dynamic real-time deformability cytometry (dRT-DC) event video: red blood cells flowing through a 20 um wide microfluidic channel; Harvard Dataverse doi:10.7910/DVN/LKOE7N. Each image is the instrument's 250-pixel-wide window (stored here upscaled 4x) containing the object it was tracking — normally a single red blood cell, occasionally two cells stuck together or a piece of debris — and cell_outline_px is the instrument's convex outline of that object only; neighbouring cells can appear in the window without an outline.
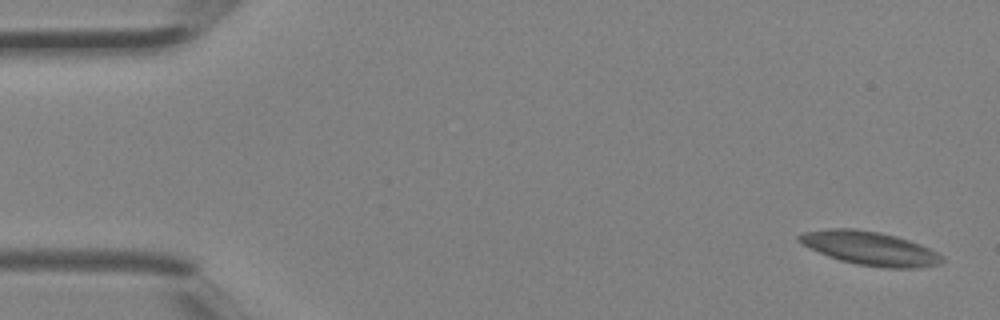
{"species": "Egyptian fruit bat (a non-hibernating species)", "species_latin": "Rousettus aegyptiacus", "temperature_condition": "room temperature", "stored_images_in_passage": 4, "camera_frame_rate_fps": 3000, "um_per_image_px": 0.085, "animal": {"sex": "female"}, "frame": {"image": 1, "passage_image": 1, "time_ms": 0.0, "image_size_px": [1000, 320], "cell_outline_px": [[944, 260], [940, 264], [920, 268], [880, 268], [856, 264], [840, 260], [828, 256], [796, 240], [796, 236], [804, 232], [828, 228], [852, 228], [880, 232], [896, 236], [920, 244], [944, 256]], "centroid_in_image_um": [73.97, 21.11], "position_along_channel_um": 11.0, "area_um2": 28.09}}
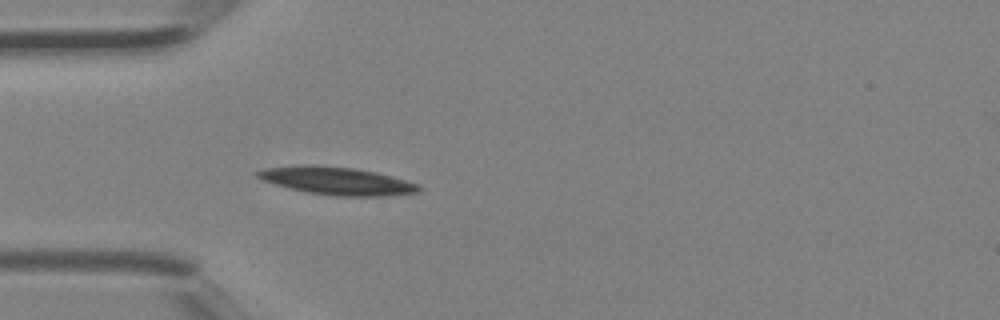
{"frame": {"image": 2, "passage_image": 4, "time_ms": 1.0, "image_size_px": [1000, 320], "cell_outline_px": [[424, 188], [416, 192], [392, 196], [332, 196], [308, 192], [288, 188], [260, 180], [256, 176], [256, 172], [264, 168], [300, 164], [312, 164], [352, 168], [376, 172], [392, 176], [420, 184]], "centroid_in_image_um": [28.63, 15.37], "position_along_channel_um": 56.4, "area_um2": 26.47}}